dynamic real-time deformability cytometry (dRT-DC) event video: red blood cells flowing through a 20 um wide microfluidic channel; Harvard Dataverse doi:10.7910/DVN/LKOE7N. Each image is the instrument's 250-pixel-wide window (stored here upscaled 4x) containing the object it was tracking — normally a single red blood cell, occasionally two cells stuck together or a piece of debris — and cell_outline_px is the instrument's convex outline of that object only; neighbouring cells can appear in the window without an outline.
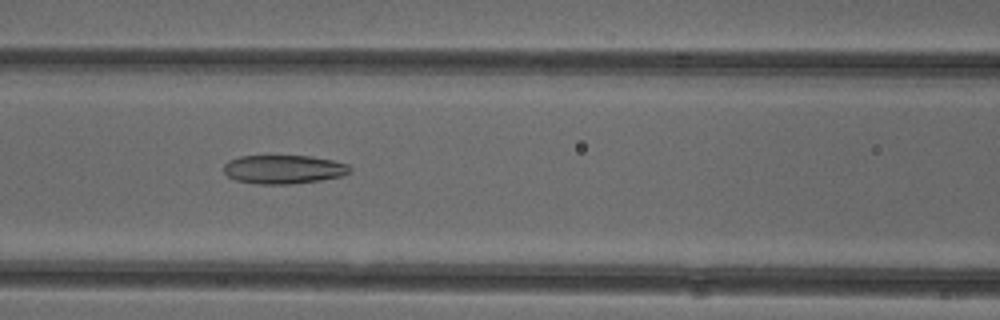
{"species": "common noctule bat (a hibernating species)", "species_latin": "Nyctalus noctula", "temperature_condition": "cold", "stored_images_in_passage": 43, "camera_frame_rate_fps": 3000, "um_per_image_px": 0.085, "animal": {"sex": "female"}, "frame": {"image": 1, "passage_image": 13, "time_ms": 4.0, "image_size_px": [1000, 320], "cell_outline_px": [[352, 172], [340, 176], [320, 180], [292, 184], [260, 184], [236, 180], [228, 176], [224, 172], [224, 164], [228, 160], [240, 156], [312, 156], [332, 160], [348, 164], [352, 168]], "centroid_in_image_um": [24.12, 14.39], "position_along_channel_um": 142.5, "area_um2": 21.15}}
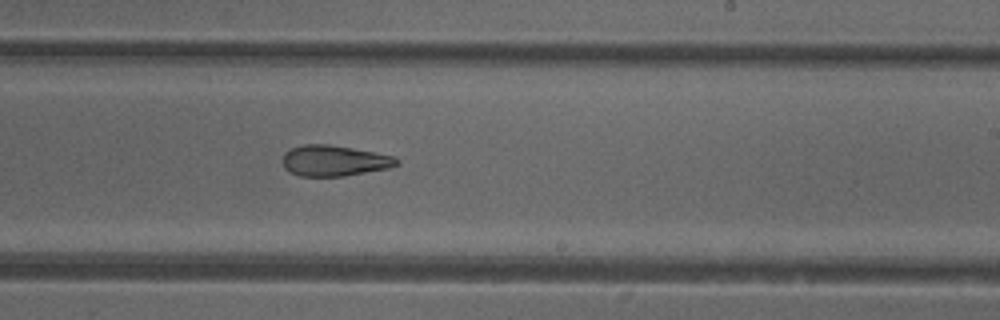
{"frame": {"image": 2, "passage_image": 22, "time_ms": 7.0, "image_size_px": [1000, 320], "cell_outline_px": [[400, 164], [388, 168], [344, 176], [300, 176], [284, 168], [284, 152], [292, 148], [304, 144], [328, 144], [352, 148], [396, 156], [400, 160]], "centroid_in_image_um": [28.45, 13.65], "position_along_channel_um": 260.5, "area_um2": 20.4}}
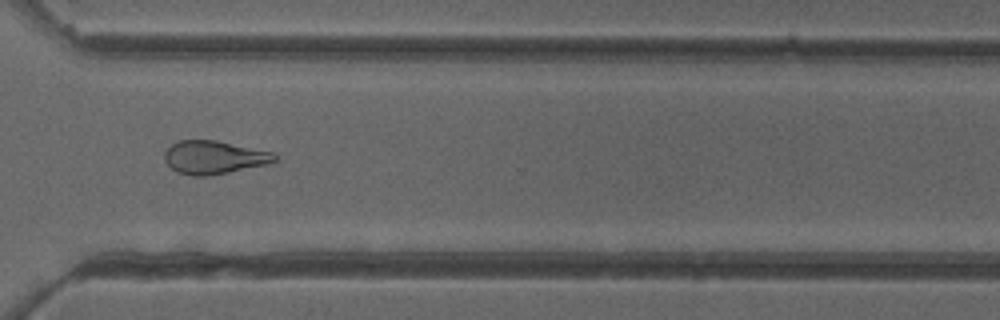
{"frame": {"image": 3, "passage_image": 29, "time_ms": 9.333, "image_size_px": [1000, 320], "cell_outline_px": [[276, 160], [268, 164], [208, 176], [192, 176], [176, 172], [164, 160], [164, 152], [172, 144], [180, 140], [216, 140], [272, 152], [276, 156]], "centroid_in_image_um": [18.16, 13.38], "position_along_channel_um": 352.4, "area_um2": 21.21}, "authors_computed_cell_mechanics": {"area_um2": 21.7906, "velocity_mm_per_s": 3.9443, "shape_relaxation_time_tau1_ms": null, "shape_relaxation_time_tau2_ms": 3.7038, "deformation_change_tau1": null, "deformation_change_tau2": 0.1291}}